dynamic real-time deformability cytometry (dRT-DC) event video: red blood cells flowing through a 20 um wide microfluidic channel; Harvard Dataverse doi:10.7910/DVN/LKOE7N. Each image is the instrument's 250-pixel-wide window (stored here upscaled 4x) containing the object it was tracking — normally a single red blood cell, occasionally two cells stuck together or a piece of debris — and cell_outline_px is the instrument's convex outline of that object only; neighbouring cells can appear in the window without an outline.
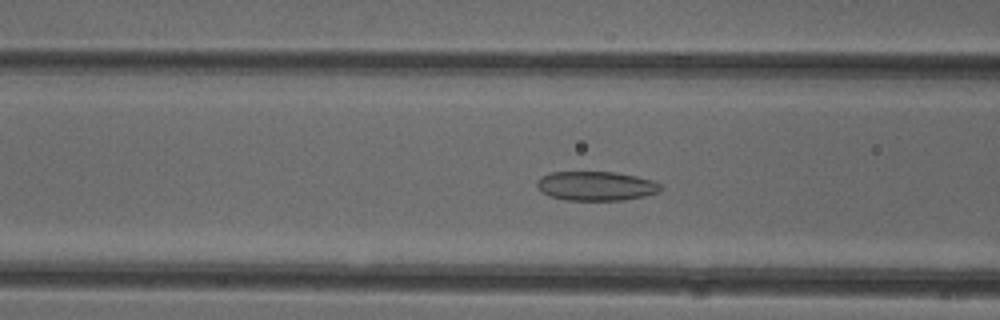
{"species": "common noctule bat (a hibernating species)", "species_latin": "Nyctalus noctula", "temperature_condition": "cold", "stored_images_in_passage": 39, "camera_frame_rate_fps": 3000, "um_per_image_px": 0.085, "animal": {"sex": "female"}, "frame": {"image": 1, "passage_image": 18, "time_ms": 5.667, "image_size_px": [1000, 320], "cell_outline_px": [[664, 188], [660, 192], [644, 196], [624, 200], [568, 200], [548, 196], [540, 192], [536, 184], [540, 176], [552, 172], [616, 172], [636, 176], [652, 180], [660, 184]], "centroid_in_image_um": [50.66, 15.81], "position_along_channel_um": 115.9, "area_um2": 21.27}}
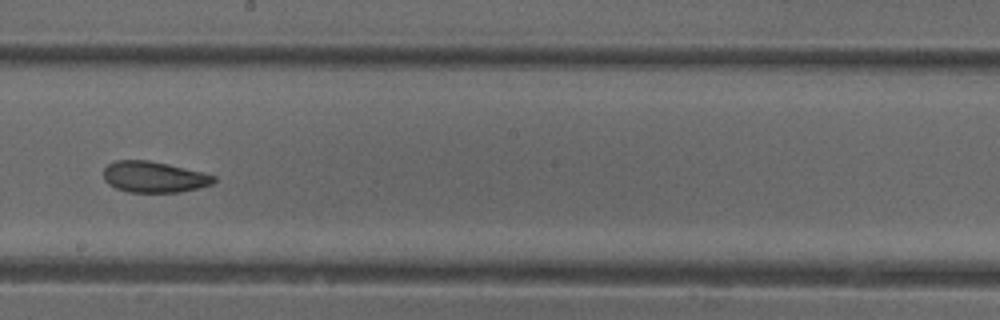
{"frame": {"image": 2, "passage_image": 27, "time_ms": 8.667, "image_size_px": [1000, 320], "cell_outline_px": [[216, 180], [212, 184], [180, 192], [128, 192], [116, 188], [108, 184], [104, 180], [104, 168], [108, 164], [116, 160], [148, 160], [168, 164], [204, 172], [216, 176]], "centroid_in_image_um": [13.09, 15.04], "position_along_channel_um": 235.1, "area_um2": 20.0}}
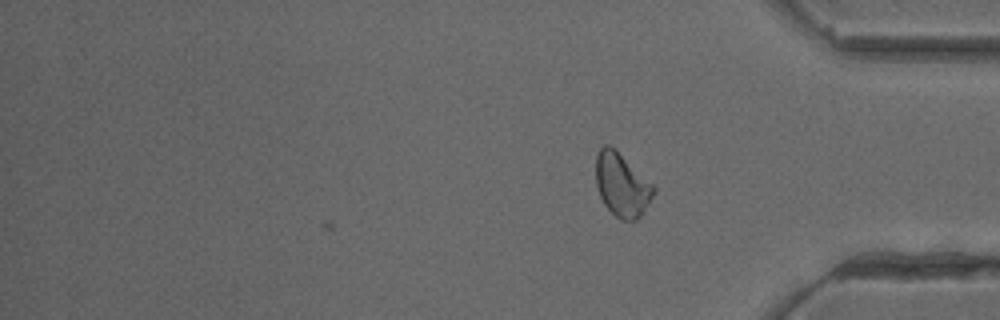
{"frame": {"image": 3, "passage_image": 39, "time_ms": 12.667, "image_size_px": [1000, 320], "cell_outline_px": [[656, 192], [640, 216], [636, 220], [620, 220], [604, 204], [600, 196], [596, 184], [596, 156], [600, 148], [604, 144], [608, 144], [652, 184], [656, 188]], "centroid_in_image_um": [52.84, 15.74], "position_along_channel_um": 382.4, "area_um2": 20.81}, "authors_computed_cell_mechanics": {"area_um2": 21.097, "velocity_mm_per_s": 3.9756, "shape_relaxation_time_tau1_ms": 9.0701, "shape_relaxation_time_tau2_ms": 2.0995, "deformation_change_tau1": 0.1397, "deformation_change_tau2": 0.0827}}